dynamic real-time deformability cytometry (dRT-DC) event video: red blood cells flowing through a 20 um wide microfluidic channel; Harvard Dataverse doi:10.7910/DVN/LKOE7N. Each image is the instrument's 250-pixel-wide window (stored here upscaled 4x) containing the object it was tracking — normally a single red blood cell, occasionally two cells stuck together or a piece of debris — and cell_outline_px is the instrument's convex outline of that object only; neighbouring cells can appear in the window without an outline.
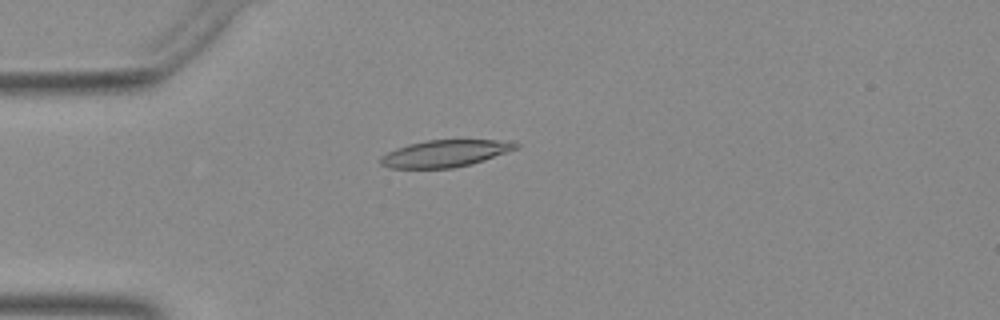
{"species": "Egyptian fruit bat (a non-hibernating species)", "species_latin": "Rousettus aegyptiacus", "temperature_condition": "warm", "stored_images_in_passage": 41, "camera_frame_rate_fps": 3000, "um_per_image_px": 0.085, "animal": {"sex": "female"}, "frame": {"image": 1, "passage_image": 4, "time_ms": 1.0, "image_size_px": [1000, 320], "cell_outline_px": [[520, 148], [472, 164], [452, 168], [388, 168], [380, 164], [380, 156], [396, 148], [408, 144], [428, 140], [512, 140], [520, 144]], "centroid_in_image_um": [37.87, 13.04], "position_along_channel_um": 47.1, "area_um2": 21.44}}
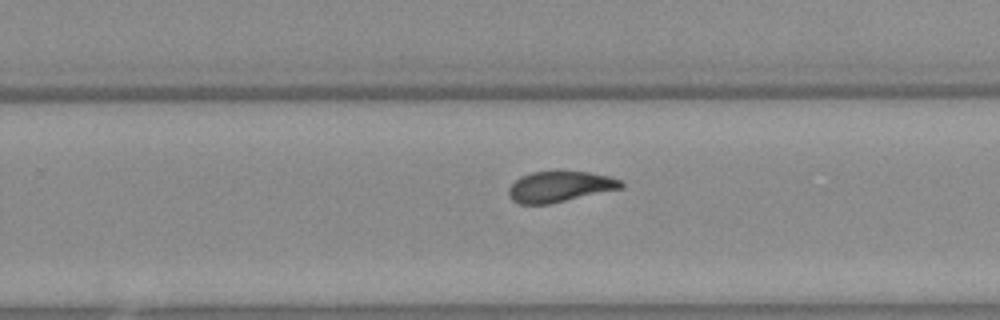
{"frame": {"image": 2, "passage_image": 23, "time_ms": 7.333, "image_size_px": [1000, 320], "cell_outline_px": [[624, 188], [548, 204], [520, 204], [512, 200], [508, 192], [508, 188], [520, 176], [532, 172], [588, 172], [608, 176], [620, 180], [624, 184]], "centroid_in_image_um": [47.59, 15.87], "position_along_channel_um": 282.2, "area_um2": 19.94}}
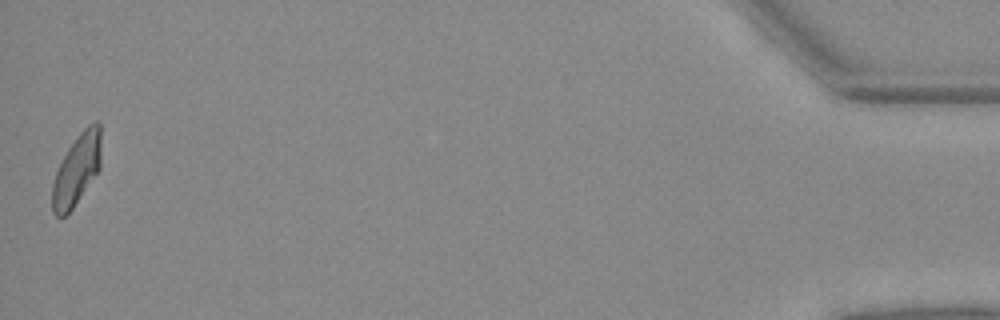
{"frame": {"image": 3, "passage_image": 41, "time_ms": 13.333, "image_size_px": [1000, 320], "cell_outline_px": [[100, 168], [72, 208], [64, 216], [56, 216], [52, 212], [52, 184], [56, 172], [68, 148], [80, 132], [88, 124], [96, 120], [100, 120]], "centroid_in_image_um": [6.52, 14.39], "position_along_channel_um": 428.7, "area_um2": 19.88}}